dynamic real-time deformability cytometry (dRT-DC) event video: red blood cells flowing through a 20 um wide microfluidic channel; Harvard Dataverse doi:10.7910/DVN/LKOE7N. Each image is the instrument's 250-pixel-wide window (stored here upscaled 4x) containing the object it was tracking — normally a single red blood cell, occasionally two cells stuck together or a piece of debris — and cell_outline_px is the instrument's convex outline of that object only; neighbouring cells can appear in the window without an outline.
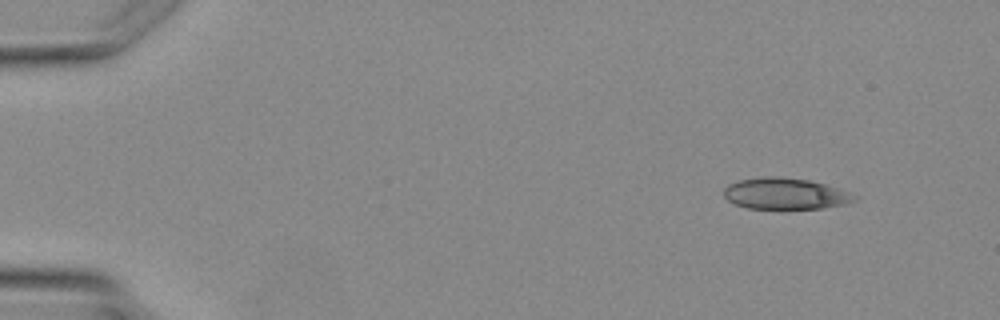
{"species": "Egyptian fruit bat (a non-hibernating species)", "species_latin": "Rousettus aegyptiacus", "temperature_condition": "warm", "stored_images_in_passage": 3, "camera_frame_rate_fps": 3000, "um_per_image_px": 0.085, "animal": {"sex": "female"}, "frame": {"image": 1, "passage_image": 1, "time_ms": 0.0, "image_size_px": [1000, 320], "cell_outline_px": [[860, 196], [856, 200], [848, 204], [824, 208], [780, 212], [748, 208], [736, 204], [728, 200], [724, 196], [724, 188], [728, 184], [740, 180], [764, 176], [780, 176], [808, 180], [824, 184]], "centroid_in_image_um": [66.76, 16.52], "position_along_channel_um": 18.2, "area_um2": 24.85}}